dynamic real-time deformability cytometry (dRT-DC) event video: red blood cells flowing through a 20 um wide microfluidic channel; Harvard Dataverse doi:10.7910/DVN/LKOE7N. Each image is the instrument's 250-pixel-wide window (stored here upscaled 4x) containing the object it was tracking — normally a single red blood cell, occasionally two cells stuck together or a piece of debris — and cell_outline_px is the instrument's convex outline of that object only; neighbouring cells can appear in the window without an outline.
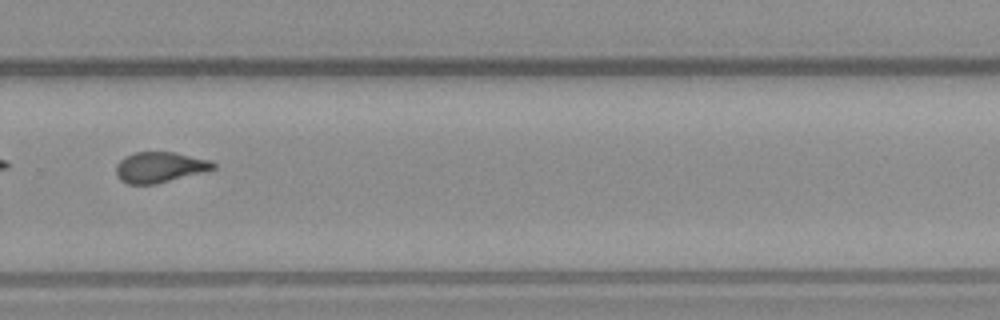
{"species": "common noctule bat (a hibernating species)", "species_latin": "Nyctalus noctula", "temperature_condition": "warm", "stored_images_in_passage": 32, "camera_frame_rate_fps": 3000, "um_per_image_px": 0.085, "animal": {"sex": "male", "body_mass_g": 23.1, "forearm_length_mm": 52.7}, "frame": {"image": 1, "passage_image": 19, "time_ms": 6.0, "image_size_px": [1000, 320], "cell_outline_px": [[216, 168], [204, 172], [156, 184], [128, 184], [120, 180], [116, 176], [116, 164], [124, 156], [136, 152], [176, 152], [208, 160], [216, 164]], "centroid_in_image_um": [13.55, 14.22], "position_along_channel_um": 316.2, "area_um2": 17.4}}